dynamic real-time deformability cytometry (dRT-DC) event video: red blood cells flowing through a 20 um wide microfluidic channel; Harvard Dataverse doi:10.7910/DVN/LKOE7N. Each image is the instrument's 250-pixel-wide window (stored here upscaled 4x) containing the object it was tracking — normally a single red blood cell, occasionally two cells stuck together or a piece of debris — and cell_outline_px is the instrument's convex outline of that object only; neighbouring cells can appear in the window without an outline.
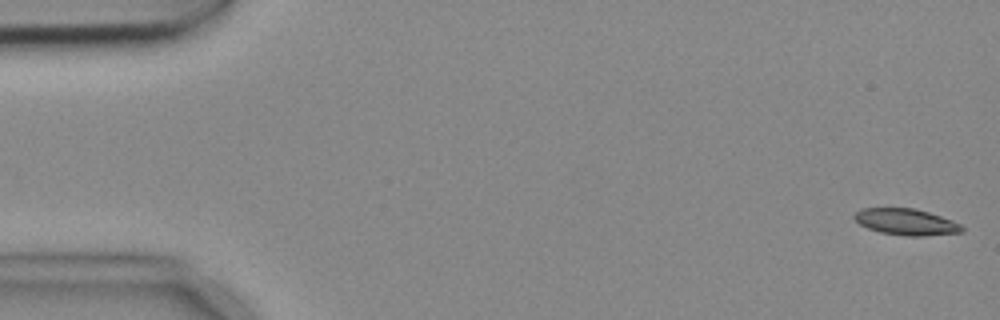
{"species": "common noctule bat (a hibernating species)", "species_latin": "Nyctalus noctula", "temperature_condition": "cold", "stored_images_in_passage": 5, "camera_frame_rate_fps": 3000, "um_per_image_px": 0.085, "animal": {"sex": "female", "body_mass_g": 18.4}, "frame": {"image": 1, "passage_image": 1, "time_ms": 0.0, "image_size_px": [1000, 320], "cell_outline_px": [[964, 232], [924, 236], [904, 236], [880, 232], [868, 228], [860, 224], [852, 216], [860, 208], [916, 208], [952, 220], [960, 224], [964, 228]], "centroid_in_image_um": [77.02, 18.86], "position_along_channel_um": 8.0, "area_um2": 16.59}}
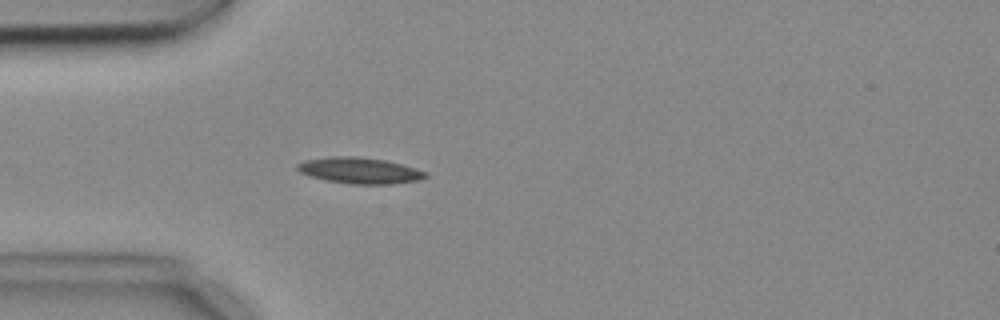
{"frame": {"image": 2, "passage_image": 5, "time_ms": 1.333, "image_size_px": [1000, 320], "cell_outline_px": [[428, 176], [416, 180], [392, 184], [348, 184], [324, 180], [308, 176], [300, 172], [296, 168], [296, 164], [304, 160], [332, 156], [356, 156], [384, 160], [400, 164], [428, 172]], "centroid_in_image_um": [30.51, 14.5], "position_along_channel_um": 54.5, "area_um2": 19.54}}